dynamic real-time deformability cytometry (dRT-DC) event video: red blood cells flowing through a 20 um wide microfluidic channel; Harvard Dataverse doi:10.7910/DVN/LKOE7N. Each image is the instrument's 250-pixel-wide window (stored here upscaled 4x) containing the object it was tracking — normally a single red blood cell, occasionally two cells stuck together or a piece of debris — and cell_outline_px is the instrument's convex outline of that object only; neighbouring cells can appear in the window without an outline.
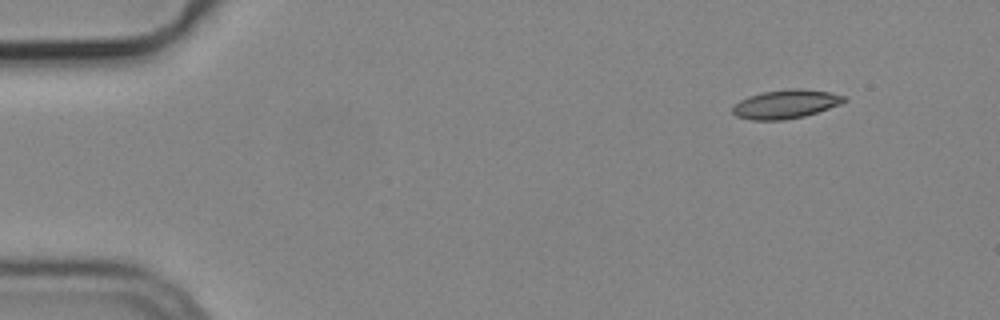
{"species": "common noctule bat (a hibernating species)", "species_latin": "Nyctalus noctula", "temperature_condition": "cold", "stored_images_in_passage": 50, "camera_frame_rate_fps": 3000, "um_per_image_px": 0.085, "animal": {"sex": "male", "body_mass_g": 19.2, "forearm_length_mm": 51.8}, "frame": {"image": 1, "passage_image": 1, "time_ms": 0.0, "image_size_px": [1000, 320], "cell_outline_px": [[848, 100], [840, 104], [804, 116], [784, 120], [752, 120], [736, 116], [732, 112], [732, 108], [740, 100], [748, 96], [764, 92], [788, 88], [800, 88], [832, 92], [848, 96]], "centroid_in_image_um": [66.82, 8.84], "position_along_channel_um": 18.2, "area_um2": 18.79}}
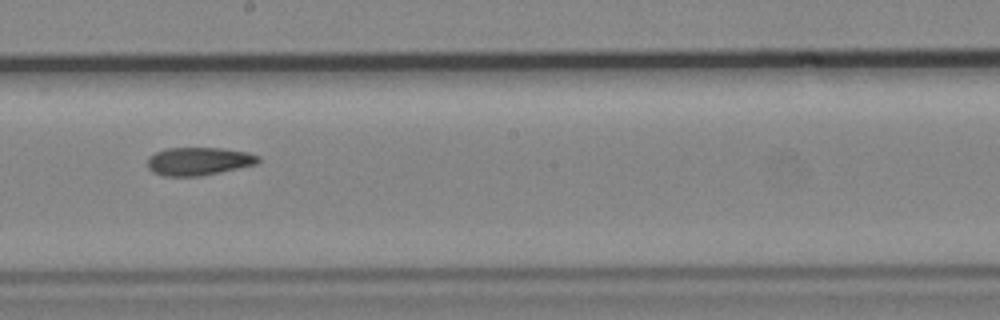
{"frame": {"image": 2, "passage_image": 26, "time_ms": 8.333, "image_size_px": [1000, 320], "cell_outline_px": [[260, 160], [256, 164], [220, 172], [200, 176], [164, 176], [152, 172], [148, 168], [148, 156], [156, 152], [168, 148], [220, 148], [248, 152], [260, 156]], "centroid_in_image_um": [16.88, 13.7], "position_along_channel_um": 231.3, "area_um2": 18.09}}
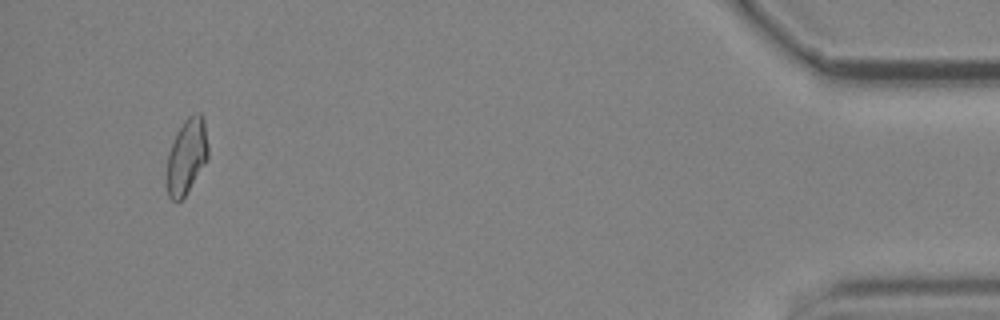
{"frame": {"image": 3, "passage_image": 47, "time_ms": 15.333, "image_size_px": [1000, 320], "cell_outline_px": [[208, 160], [184, 196], [176, 204], [168, 196], [164, 180], [164, 176], [168, 152], [176, 132], [184, 120], [188, 116], [200, 112], [204, 120], [208, 144]], "centroid_in_image_um": [15.82, 13.33], "position_along_channel_um": 419.4, "area_um2": 18.73}, "authors_computed_cell_mechanics": {"area_um2": 18.4382, "velocity_mm_per_s": 3.7805, "shape_relaxation_time_tau1_ms": null, "shape_relaxation_time_tau2_ms": 6.4614, "deformation_change_tau1": null, "deformation_change_tau2": 0.1381}}